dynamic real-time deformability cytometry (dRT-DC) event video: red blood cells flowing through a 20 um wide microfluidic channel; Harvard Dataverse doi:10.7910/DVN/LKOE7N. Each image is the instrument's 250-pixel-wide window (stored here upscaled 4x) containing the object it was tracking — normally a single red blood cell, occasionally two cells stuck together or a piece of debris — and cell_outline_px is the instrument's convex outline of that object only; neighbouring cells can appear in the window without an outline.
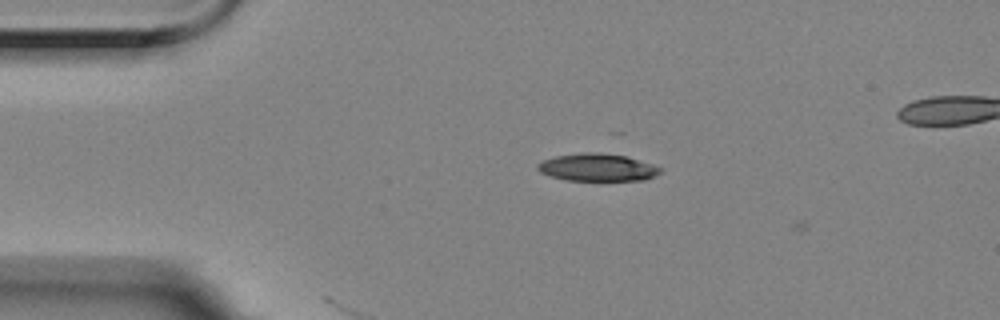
{"species": "Egyptian fruit bat (a non-hibernating species)", "species_latin": "Rousettus aegyptiacus", "temperature_condition": "room temperature", "stored_images_in_passage": 22, "camera_frame_rate_fps": 3000, "um_per_image_px": 0.085, "animal": {"sex": "female"}, "frame": {"image": 1, "passage_image": 1, "time_ms": 0.0, "image_size_px": [1000, 320], "cell_outline_px": [[660, 172], [656, 176], [644, 180], [568, 180], [552, 176], [540, 172], [536, 168], [536, 164], [544, 160], [556, 156], [580, 152], [600, 152], [628, 156], [652, 164], [660, 168]], "centroid_in_image_um": [50.78, 14.21], "position_along_channel_um": 34.2, "area_um2": 19.65}}
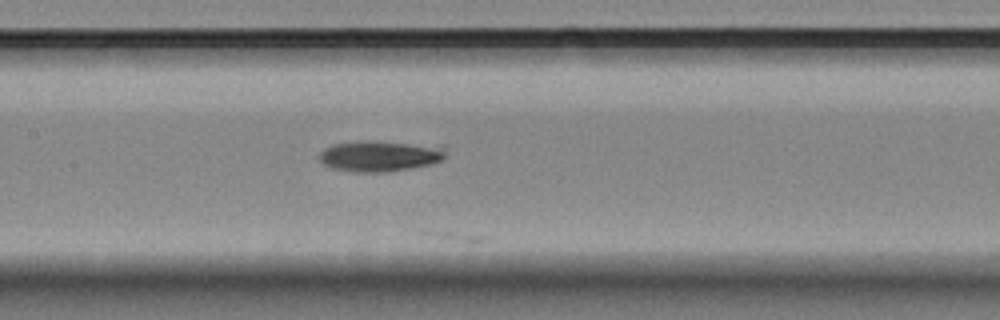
{"frame": {"image": 2, "passage_image": 16, "time_ms": 5.0, "image_size_px": [1000, 320], "cell_outline_px": [[444, 160], [432, 164], [388, 172], [356, 172], [332, 168], [324, 164], [320, 160], [320, 152], [324, 148], [332, 144], [444, 144]], "centroid_in_image_um": [32.37, 13.31], "position_along_channel_um": 175.0, "area_um2": 21.68}}
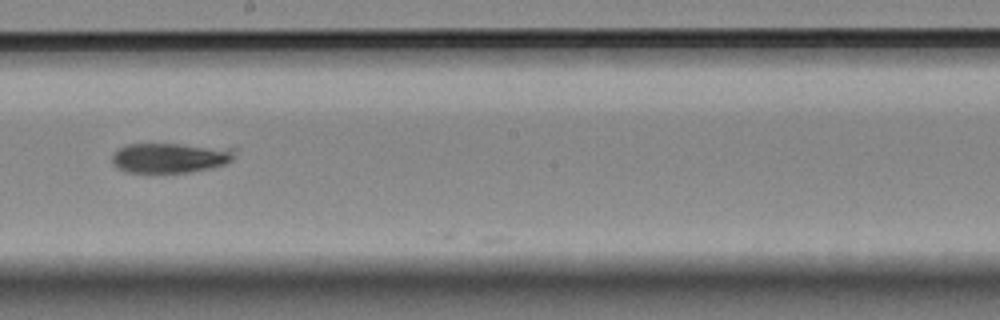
{"frame": {"image": 3, "passage_image": 21, "time_ms": 6.667, "image_size_px": [1000, 320], "cell_outline_px": [[236, 148], [232, 160], [224, 164], [208, 168], [188, 172], [128, 172], [116, 168], [112, 164], [112, 156], [116, 148], [128, 144], [180, 144]], "centroid_in_image_um": [14.42, 13.4], "position_along_channel_um": 233.8, "area_um2": 21.44}}